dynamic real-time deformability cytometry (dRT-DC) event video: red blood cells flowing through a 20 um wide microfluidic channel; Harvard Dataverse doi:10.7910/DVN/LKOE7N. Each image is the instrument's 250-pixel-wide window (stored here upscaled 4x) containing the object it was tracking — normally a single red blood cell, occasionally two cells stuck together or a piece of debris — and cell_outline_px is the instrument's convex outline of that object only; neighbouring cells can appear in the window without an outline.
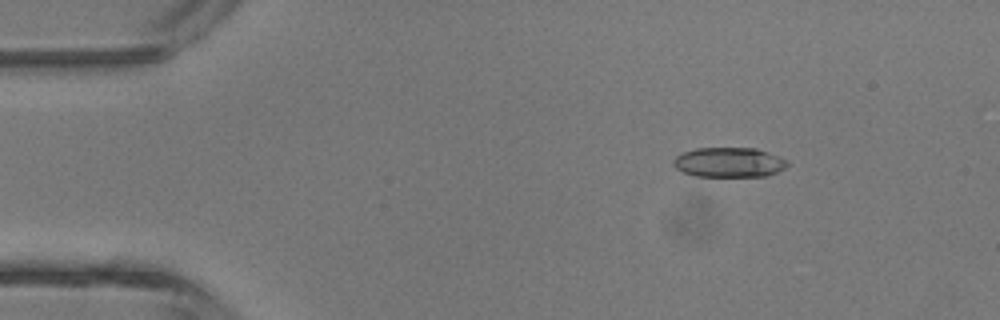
{"species": "common noctule bat (a hibernating species)", "species_latin": "Nyctalus noctula", "temperature_condition": "room temperature", "stored_images_in_passage": 4, "camera_frame_rate_fps": 3000, "um_per_image_px": 0.085, "animal": {"sex": "male", "body_mass_g": 13.3}, "frame": {"image": 1, "passage_image": 2, "time_ms": 1.0, "image_size_px": [1000, 320], "cell_outline_px": [[788, 164], [784, 168], [776, 172], [764, 176], [696, 176], [684, 172], [676, 168], [672, 164], [672, 160], [676, 156], [684, 152], [696, 148], [756, 148], [788, 160]], "centroid_in_image_um": [61.94, 13.79], "position_along_channel_um": 23.1, "area_um2": 19.65}}
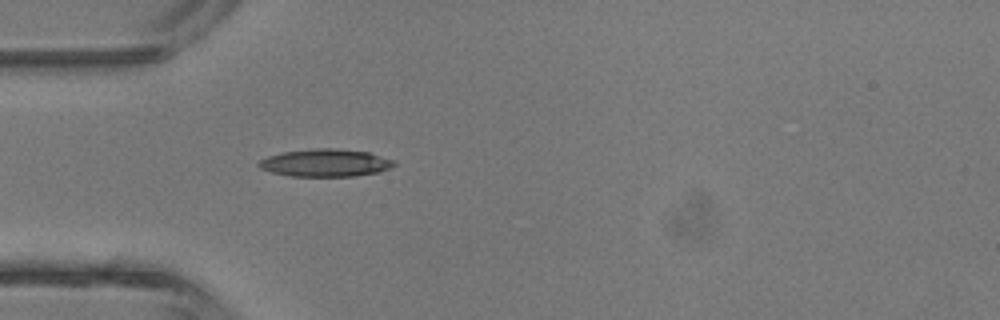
{"frame": {"image": 2, "passage_image": 4, "time_ms": 3.333, "image_size_px": [1000, 320], "cell_outline_px": [[396, 164], [392, 168], [380, 172], [356, 176], [292, 176], [272, 172], [260, 168], [256, 164], [260, 160], [268, 156], [284, 152], [316, 148], [336, 148], [368, 152], [396, 160]], "centroid_in_image_um": [27.72, 13.84], "position_along_channel_um": 57.3, "area_um2": 21.85}}